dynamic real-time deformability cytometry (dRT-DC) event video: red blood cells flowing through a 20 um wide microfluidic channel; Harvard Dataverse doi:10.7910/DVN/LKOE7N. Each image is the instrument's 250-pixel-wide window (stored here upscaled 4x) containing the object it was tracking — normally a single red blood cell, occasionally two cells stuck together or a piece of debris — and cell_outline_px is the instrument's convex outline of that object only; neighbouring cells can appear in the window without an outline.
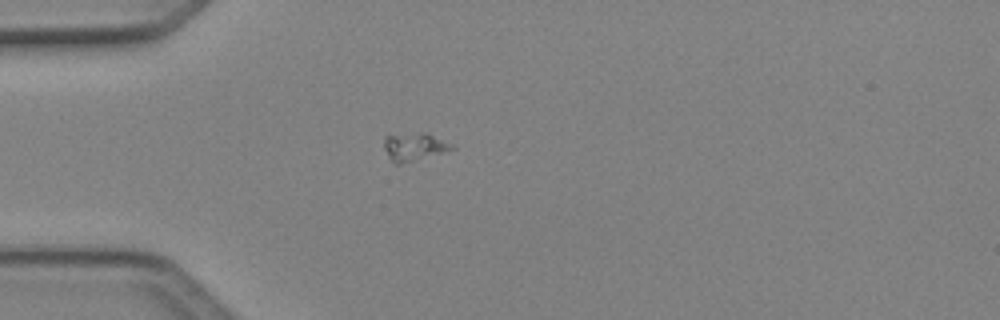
{"species": "Egyptian fruit bat (a non-hibernating species)", "species_latin": "Rousettus aegyptiacus", "temperature_condition": "cold", "stored_images_in_passage": 3, "camera_frame_rate_fps": 3000, "um_per_image_px": 0.085, "animal": {"sex": "female"}, "frame": {"image": 1, "passage_image": 1, "time_ms": 0.0, "image_size_px": [1000, 320], "cell_outline_px": [[456, 148], [444, 152], [400, 164], [396, 164], [388, 156], [384, 148], [384, 140], [388, 136], [424, 132], [452, 144]], "centroid_in_image_um": [35.21, 12.48], "position_along_channel_um": 49.8, "area_um2": 10.64}}